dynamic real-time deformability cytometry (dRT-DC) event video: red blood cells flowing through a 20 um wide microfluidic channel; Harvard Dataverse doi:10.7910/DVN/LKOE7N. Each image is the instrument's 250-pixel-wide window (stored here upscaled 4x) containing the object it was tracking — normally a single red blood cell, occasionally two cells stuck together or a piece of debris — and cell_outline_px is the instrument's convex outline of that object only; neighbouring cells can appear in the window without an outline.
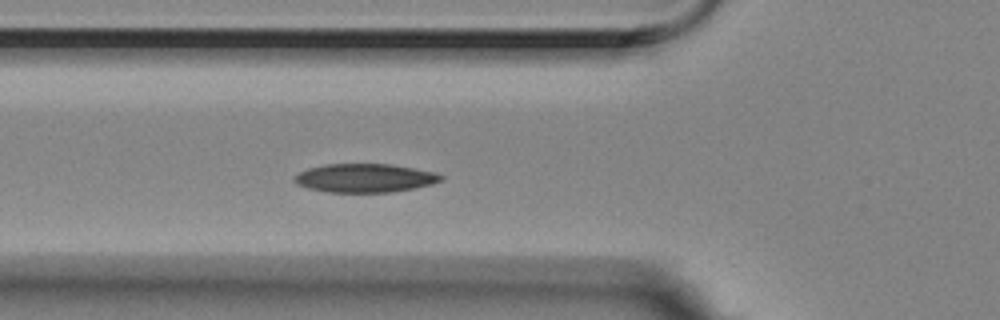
{"species": "Egyptian fruit bat (a non-hibernating species)", "species_latin": "Rousettus aegyptiacus", "temperature_condition": "room temperature", "stored_images_in_passage": 5, "camera_frame_rate_fps": 3000, "um_per_image_px": 0.085, "animal": {"sex": "female"}, "frame": {"image": 1, "passage_image": 5, "time_ms": 1.333, "image_size_px": [1000, 320], "cell_outline_px": [[444, 180], [432, 184], [416, 188], [392, 192], [328, 192], [308, 188], [296, 184], [292, 180], [300, 172], [308, 168], [324, 164], [392, 164], [436, 172], [444, 176]], "centroid_in_image_um": [31.05, 15.13], "position_along_channel_um": 94.8, "area_um2": 24.62}}